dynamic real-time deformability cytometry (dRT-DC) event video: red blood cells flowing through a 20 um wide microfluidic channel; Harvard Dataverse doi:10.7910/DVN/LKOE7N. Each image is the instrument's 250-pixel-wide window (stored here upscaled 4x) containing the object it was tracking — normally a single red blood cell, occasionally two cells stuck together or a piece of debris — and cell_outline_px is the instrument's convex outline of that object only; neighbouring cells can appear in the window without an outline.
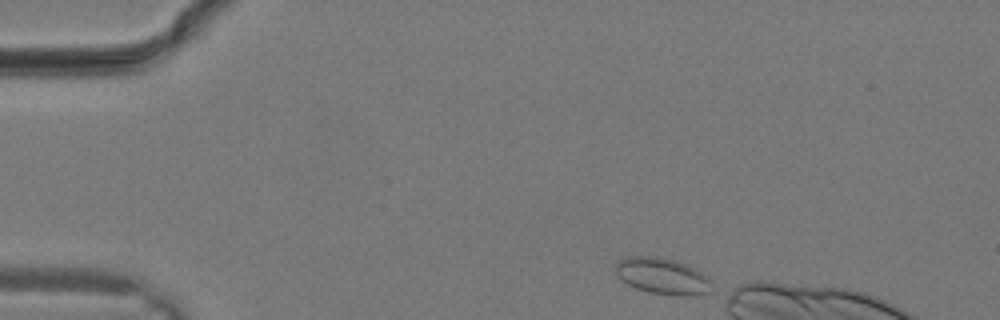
{"species": "common noctule bat (a hibernating species)", "species_latin": "Nyctalus noctula", "temperature_condition": "warm", "stored_images_in_passage": 5, "camera_frame_rate_fps": 3000, "um_per_image_px": 0.085, "animal": {"sex": "male", "body_mass_g": 19.2, "forearm_length_mm": 51.8}, "frame": {"image": 1, "passage_image": 1, "time_ms": 0.0, "image_size_px": [1000, 320], "cell_outline_px": [[712, 280], [708, 292], [696, 296], [676, 296], [648, 292], [636, 288], [628, 284], [616, 276], [616, 260], [628, 256], [656, 256], [672, 260], [684, 264], [700, 272]], "centroid_in_image_um": [56.26, 23.48], "position_along_channel_um": 28.7, "area_um2": 20.35}}